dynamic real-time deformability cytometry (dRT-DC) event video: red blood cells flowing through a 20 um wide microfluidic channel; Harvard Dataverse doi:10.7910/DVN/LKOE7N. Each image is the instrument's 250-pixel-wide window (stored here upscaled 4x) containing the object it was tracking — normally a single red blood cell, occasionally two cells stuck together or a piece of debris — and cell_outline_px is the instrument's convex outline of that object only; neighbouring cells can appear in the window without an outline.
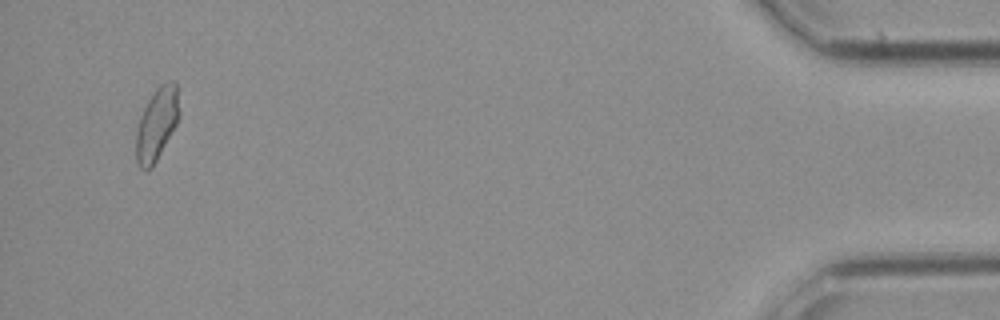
{"species": "common noctule bat (a hibernating species)", "species_latin": "Nyctalus noctula", "temperature_condition": "cold", "stored_images_in_passage": 29, "camera_frame_rate_fps": 3000, "um_per_image_px": 0.085, "animal": {"sex": "female", "body_mass_g": 21.9}, "frame": {"image": 1, "passage_image": 28, "time_ms": 9.0, "image_size_px": [1000, 320], "cell_outline_px": [[180, 112], [176, 124], [152, 168], [140, 168], [136, 160], [136, 132], [140, 116], [152, 92], [160, 84], [172, 80], [176, 80]], "centroid_in_image_um": [13.33, 10.49], "position_along_channel_um": 421.9, "area_um2": 18.15}}